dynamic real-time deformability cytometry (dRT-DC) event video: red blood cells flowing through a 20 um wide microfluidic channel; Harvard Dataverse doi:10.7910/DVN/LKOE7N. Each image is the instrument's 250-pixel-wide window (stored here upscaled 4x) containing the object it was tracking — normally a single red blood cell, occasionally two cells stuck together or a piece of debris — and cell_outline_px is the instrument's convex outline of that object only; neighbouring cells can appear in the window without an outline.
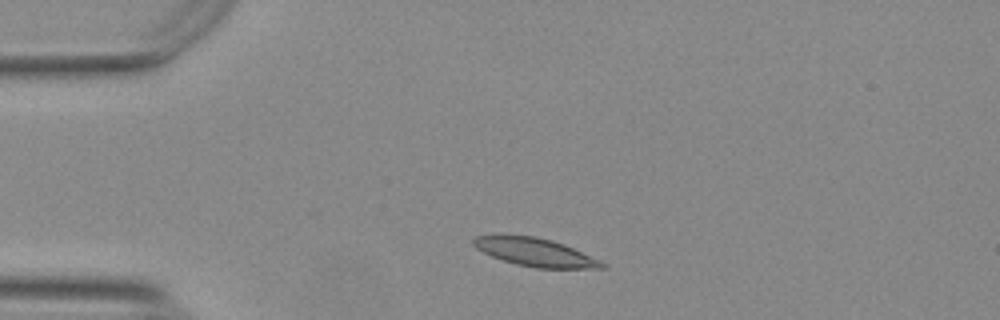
{"species": "Egyptian fruit bat (a non-hibernating species)", "species_latin": "Rousettus aegyptiacus", "temperature_condition": "warm", "stored_images_in_passage": 23, "camera_frame_rate_fps": 3000, "um_per_image_px": 0.085, "animal": {"sex": "female"}, "frame": {"image": 1, "passage_image": 1, "time_ms": 0.0, "image_size_px": [1000, 320], "cell_outline_px": [[608, 268], [536, 268], [516, 264], [492, 256], [476, 248], [472, 244], [472, 240], [476, 236], [504, 232], [536, 236], [552, 240], [564, 244], [600, 260], [608, 264]], "centroid_in_image_um": [45.44, 21.39], "position_along_channel_um": 39.6, "area_um2": 21.68}}
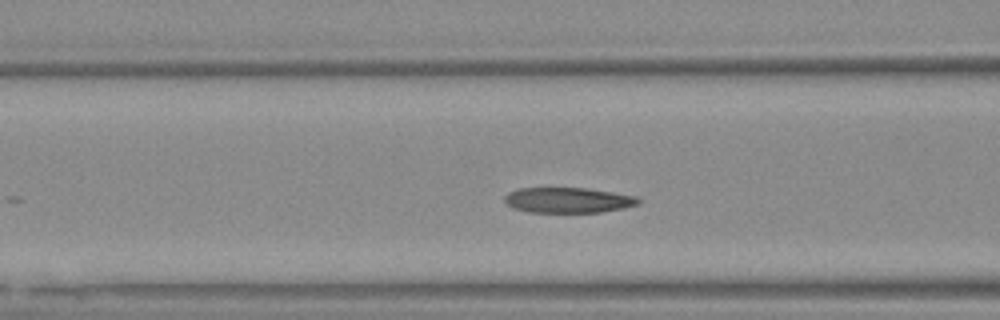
{"frame": {"image": 2, "passage_image": 10, "time_ms": 3.0, "image_size_px": [1000, 320], "cell_outline_px": [[640, 204], [624, 208], [600, 212], [528, 212], [512, 208], [504, 200], [504, 196], [508, 192], [520, 188], [584, 188], [612, 192], [636, 196], [640, 200]], "centroid_in_image_um": [48.28, 17.01], "position_along_channel_um": 118.3, "area_um2": 19.77}}
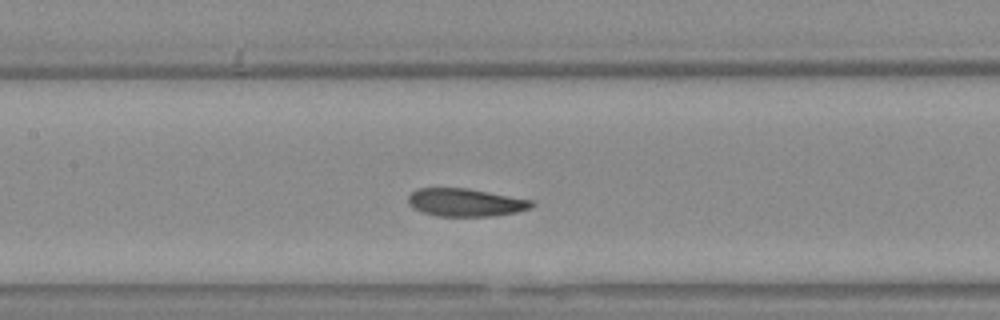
{"frame": {"image": 3, "passage_image": 14, "time_ms": 4.333, "image_size_px": [1000, 320], "cell_outline_px": [[536, 204], [532, 208], [516, 212], [492, 216], [436, 216], [412, 208], [408, 204], [408, 196], [416, 188], [468, 188], [532, 200]], "centroid_in_image_um": [39.57, 17.2], "position_along_channel_um": 167.8, "area_um2": 20.17}}